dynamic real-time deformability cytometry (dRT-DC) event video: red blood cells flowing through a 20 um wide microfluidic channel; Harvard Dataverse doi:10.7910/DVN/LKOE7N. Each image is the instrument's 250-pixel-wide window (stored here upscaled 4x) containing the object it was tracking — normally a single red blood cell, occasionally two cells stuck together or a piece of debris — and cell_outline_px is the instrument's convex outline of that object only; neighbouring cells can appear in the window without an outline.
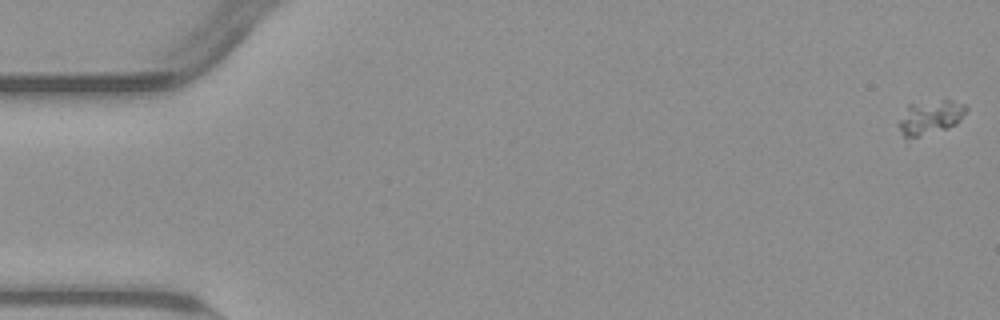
{"species": "common noctule bat (a hibernating species)", "species_latin": "Nyctalus noctula", "temperature_condition": "warm", "stored_images_in_passage": 8, "camera_frame_rate_fps": 3000, "um_per_image_px": 0.085, "animal": {"sex": "male", "body_mass_g": 23.1, "forearm_length_mm": 52.7}, "frame": {"image": 1, "passage_image": 1, "time_ms": 0.0, "image_size_px": [1000, 320], "cell_outline_px": [[968, 108], [960, 120], [956, 124], [944, 128], [916, 136], [904, 136], [896, 124], [908, 104], [940, 100], [952, 100], [964, 104]], "centroid_in_image_um": [79.06, 9.92], "position_along_channel_um": 5.9, "area_um2": 13.01}}